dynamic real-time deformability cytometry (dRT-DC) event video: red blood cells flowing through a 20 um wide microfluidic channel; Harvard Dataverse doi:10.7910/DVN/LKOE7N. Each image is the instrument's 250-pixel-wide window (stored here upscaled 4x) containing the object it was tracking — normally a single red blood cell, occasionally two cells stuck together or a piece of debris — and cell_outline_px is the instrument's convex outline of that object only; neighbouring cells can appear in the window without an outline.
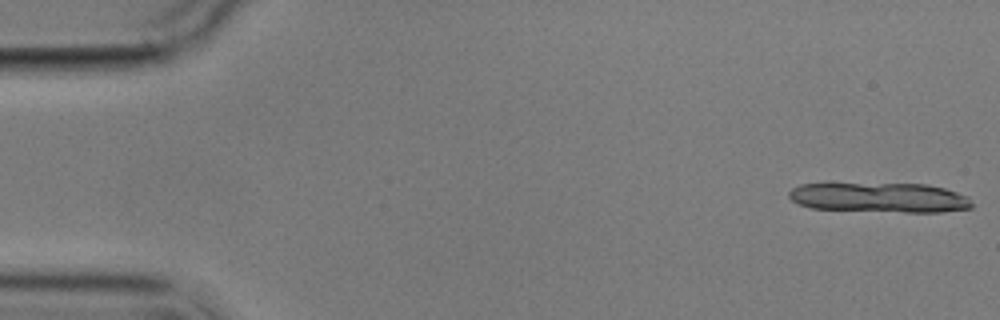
{"species": "common noctule bat (a hibernating species)", "species_latin": "Nyctalus noctula", "temperature_condition": "cold", "stored_images_in_passage": 6, "camera_frame_rate_fps": 3000, "um_per_image_px": 0.085, "animal": {"sex": "male", "body_mass_g": 17.9}, "frame": {"image": 1, "passage_image": 1, "time_ms": 0.0, "image_size_px": [1000, 320], "cell_outline_px": [[972, 208], [940, 212], [904, 212], [812, 208], [800, 204], [792, 200], [788, 196], [788, 192], [792, 188], [800, 184], [928, 184], [944, 188], [968, 196], [972, 204]], "centroid_in_image_um": [74.79, 16.79], "position_along_channel_um": 10.2, "area_um2": 31.56}}